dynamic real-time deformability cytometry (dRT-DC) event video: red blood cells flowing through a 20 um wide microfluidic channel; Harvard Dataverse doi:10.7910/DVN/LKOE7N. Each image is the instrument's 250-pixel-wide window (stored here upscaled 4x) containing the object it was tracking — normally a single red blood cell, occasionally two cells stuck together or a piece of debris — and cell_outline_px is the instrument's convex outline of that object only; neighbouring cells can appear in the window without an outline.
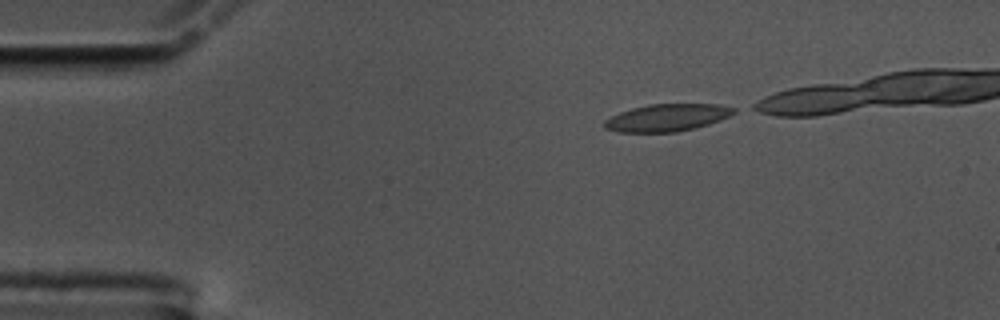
{"species": "common noctule bat (a hibernating species)", "species_latin": "Nyctalus noctula", "temperature_condition": "cold", "stored_images_in_passage": 16, "camera_frame_rate_fps": 3000, "um_per_image_px": 0.085, "animal": {"sex": "male", "body_mass_g": 17.5, "forearm_length_mm": 52.3}, "frame": {"image": 1, "passage_image": 1, "time_ms": 0.0, "image_size_px": [1000, 320], "cell_outline_px": [[736, 112], [720, 120], [696, 128], [676, 132], [616, 132], [604, 128], [604, 120], [620, 112], [632, 108], [648, 104], [720, 104], [736, 108]], "centroid_in_image_um": [56.7, 10.0], "position_along_channel_um": 28.3, "area_um2": 20.63}}
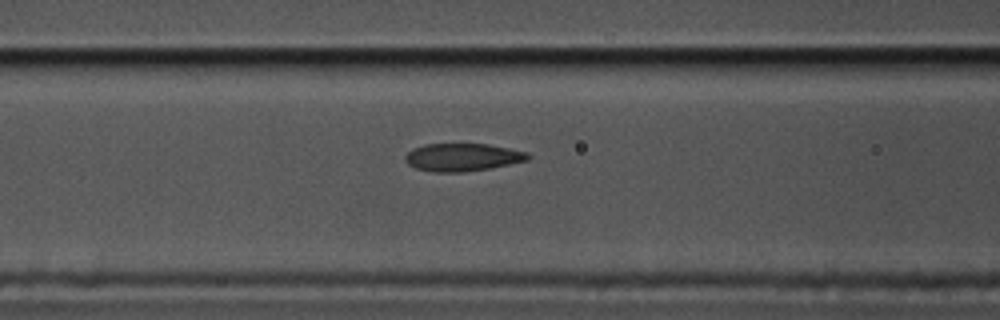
{"frame": {"image": 2, "passage_image": 14, "time_ms": 4.333, "image_size_px": [1000, 320], "cell_outline_px": [[532, 156], [528, 160], [488, 168], [460, 172], [436, 172], [416, 168], [408, 164], [404, 160], [404, 156], [412, 148], [424, 144], [488, 144], [528, 152]], "centroid_in_image_um": [39.29, 13.35], "position_along_channel_um": 127.3, "area_um2": 19.77}}